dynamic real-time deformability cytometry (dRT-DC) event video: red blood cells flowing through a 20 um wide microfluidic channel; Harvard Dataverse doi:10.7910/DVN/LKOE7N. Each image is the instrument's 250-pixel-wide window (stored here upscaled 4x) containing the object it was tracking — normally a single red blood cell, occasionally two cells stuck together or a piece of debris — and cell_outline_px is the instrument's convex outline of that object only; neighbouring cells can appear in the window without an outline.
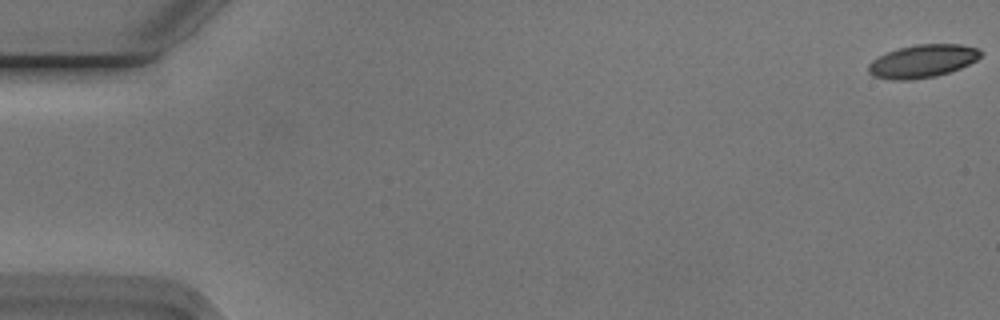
{"species": "Egyptian fruit bat (a non-hibernating species)", "species_latin": "Rousettus aegyptiacus", "temperature_condition": "cold", "stored_images_in_passage": 50, "camera_frame_rate_fps": 3000, "um_per_image_px": 0.085, "animal": {"sex": "male"}, "frame": {"image": 1, "passage_image": 1, "time_ms": 0.0, "image_size_px": [1000, 320], "cell_outline_px": [[980, 56], [976, 60], [960, 68], [936, 76], [908, 80], [892, 80], [872, 76], [868, 72], [868, 64], [872, 60], [888, 52], [900, 48], [916, 44], [960, 44], [980, 48]], "centroid_in_image_um": [78.4, 5.2], "position_along_channel_um": 6.6, "area_um2": 21.44}}
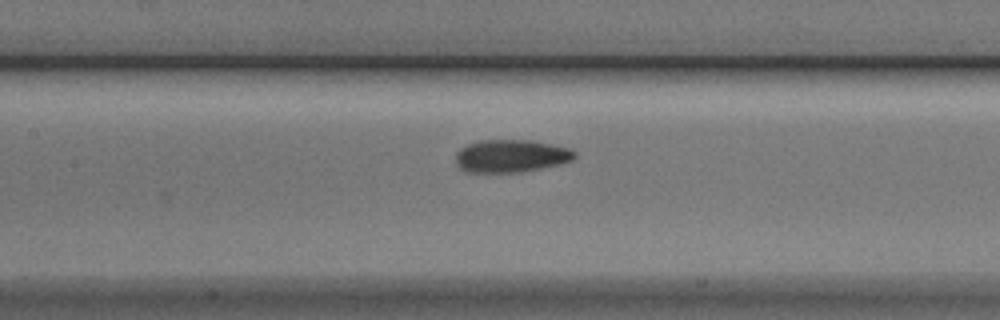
{"frame": {"image": 2, "passage_image": 26, "time_ms": 8.333, "image_size_px": [1000, 320], "cell_outline_px": [[576, 156], [572, 160], [560, 164], [520, 172], [468, 172], [460, 168], [456, 164], [456, 152], [460, 148], [468, 144], [480, 140], [532, 140], [552, 144], [568, 148], [576, 152]], "centroid_in_image_um": [43.43, 13.25], "position_along_channel_um": 164.0, "area_um2": 22.66}}
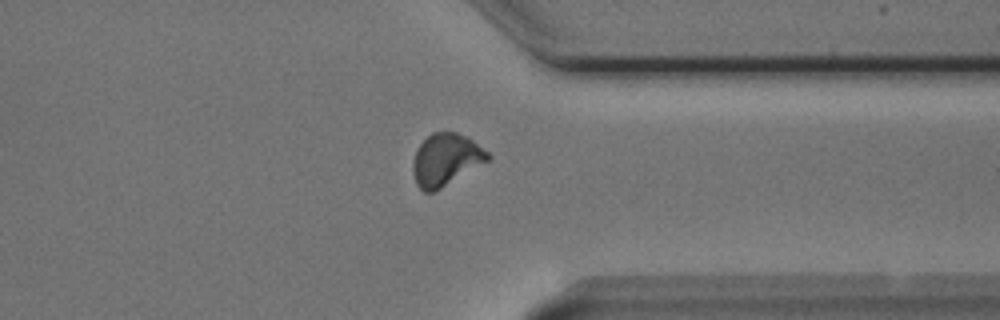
{"frame": {"image": 3, "passage_image": 43, "time_ms": 14.0, "image_size_px": [1000, 320], "cell_outline_px": [[492, 156], [488, 160], [440, 188], [432, 192], [424, 192], [416, 184], [412, 172], [412, 164], [416, 152], [420, 144], [432, 132], [456, 132], [468, 136], [488, 152]], "centroid_in_image_um": [37.88, 13.55], "position_along_channel_um": 373.5, "area_um2": 22.43}}